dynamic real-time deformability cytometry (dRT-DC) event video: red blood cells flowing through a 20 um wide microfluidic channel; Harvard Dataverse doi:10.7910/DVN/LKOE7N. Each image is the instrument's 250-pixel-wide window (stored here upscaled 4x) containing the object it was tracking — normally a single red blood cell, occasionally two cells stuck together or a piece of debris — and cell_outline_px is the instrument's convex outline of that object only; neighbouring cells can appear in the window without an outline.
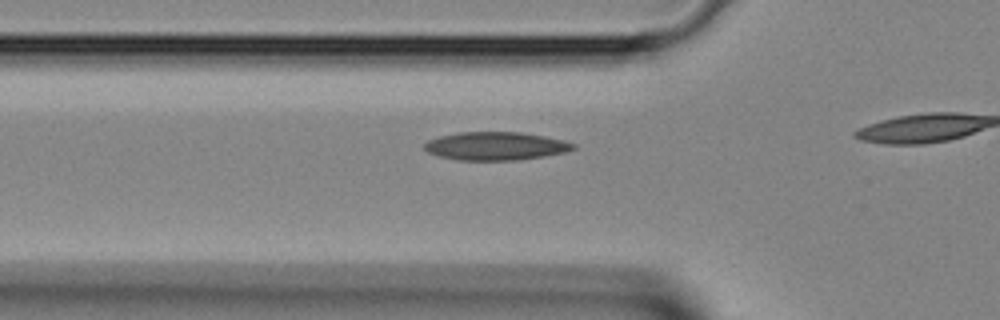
{"species": "Egyptian fruit bat (a non-hibernating species)", "species_latin": "Rousettus aegyptiacus", "temperature_condition": "room temperature", "stored_images_in_passage": 10, "camera_frame_rate_fps": 3000, "um_per_image_px": 0.085, "animal": {"sex": "female"}, "frame": {"image": 1, "passage_image": 6, "time_ms": 1.667, "image_size_px": [1000, 320], "cell_outline_px": [[576, 148], [564, 152], [544, 156], [520, 160], [456, 160], [440, 156], [428, 152], [424, 148], [424, 144], [428, 140], [440, 136], [460, 132], [520, 132], [544, 136], [564, 140], [576, 144]], "centroid_in_image_um": [42.14, 12.41], "position_along_channel_um": 83.7, "area_um2": 24.45}}
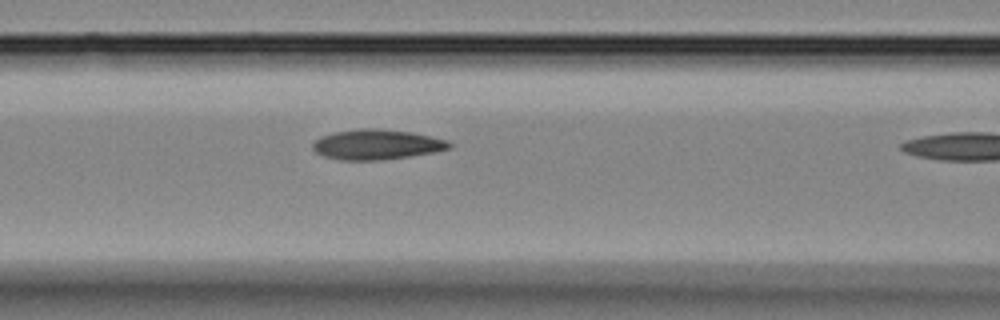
{"frame": {"image": 2, "passage_image": 9, "time_ms": 2.667, "image_size_px": [1000, 320], "cell_outline_px": [[452, 148], [432, 152], [408, 156], [380, 160], [340, 160], [324, 156], [316, 152], [312, 148], [312, 144], [320, 136], [332, 132], [360, 128], [376, 128], [412, 132], [448, 140], [452, 144]], "centroid_in_image_um": [32.0, 12.27], "position_along_channel_um": 134.6, "area_um2": 23.99}}